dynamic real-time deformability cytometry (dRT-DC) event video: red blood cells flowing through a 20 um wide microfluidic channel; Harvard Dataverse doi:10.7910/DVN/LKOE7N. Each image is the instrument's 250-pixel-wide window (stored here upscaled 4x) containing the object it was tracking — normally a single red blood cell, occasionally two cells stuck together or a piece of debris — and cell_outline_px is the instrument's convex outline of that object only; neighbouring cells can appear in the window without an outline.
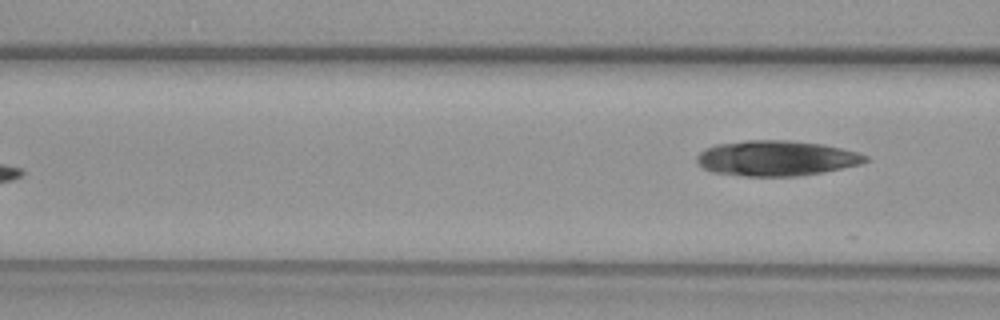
{"species": "common noctule bat (a hibernating species)", "species_latin": "Nyctalus noctula", "temperature_condition": "warm", "stored_images_in_passage": 7, "camera_frame_rate_fps": 3000, "um_per_image_px": 0.085, "animal": {"sex": "female", "body_mass_g": 29.2, "forearm_length_mm": 56.3}, "frame": {"image": 1, "passage_image": 7, "time_ms": 2.0, "image_size_px": [1000, 320], "cell_outline_px": [[868, 160], [860, 164], [824, 172], [796, 176], [744, 176], [712, 172], [704, 168], [696, 160], [696, 156], [704, 148], [716, 144], [744, 140], [788, 140], [824, 144], [856, 152], [868, 156]], "centroid_in_image_um": [65.96, 13.44], "position_along_channel_um": 100.6, "area_um2": 34.74}}